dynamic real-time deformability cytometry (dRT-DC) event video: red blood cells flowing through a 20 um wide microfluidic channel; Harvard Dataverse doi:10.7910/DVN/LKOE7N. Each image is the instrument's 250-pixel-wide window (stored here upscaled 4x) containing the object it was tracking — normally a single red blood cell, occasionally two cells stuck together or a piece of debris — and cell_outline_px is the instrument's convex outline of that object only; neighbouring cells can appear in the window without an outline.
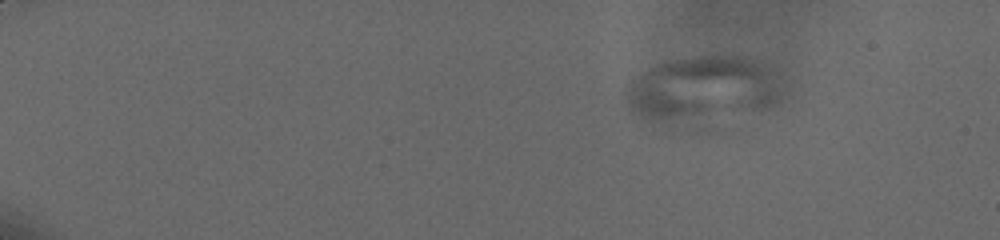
{"species": "human", "species_latin": "Homo sapiens", "temperature_condition": "cold", "stored_images_in_passage": 30, "camera_frame_rate_fps": 3000, "um_per_image_px": 0.085, "donor": {"sex": "male"}, "frame": {"image": 1, "passage_image": 4, "time_ms": 2.333, "image_size_px": [1000, 240], "cell_outline_px": [[788, 96], [772, 108], [712, 132], [692, 132], [640, 120], [632, 116], [624, 108], [624, 88], [636, 76], [656, 64], [668, 60], [692, 56], [740, 56], [760, 60], [776, 64], [784, 80]], "centroid_in_image_um": [59.87, 7.82], "position_along_channel_um": 25.1, "area_um2": 69.19}}